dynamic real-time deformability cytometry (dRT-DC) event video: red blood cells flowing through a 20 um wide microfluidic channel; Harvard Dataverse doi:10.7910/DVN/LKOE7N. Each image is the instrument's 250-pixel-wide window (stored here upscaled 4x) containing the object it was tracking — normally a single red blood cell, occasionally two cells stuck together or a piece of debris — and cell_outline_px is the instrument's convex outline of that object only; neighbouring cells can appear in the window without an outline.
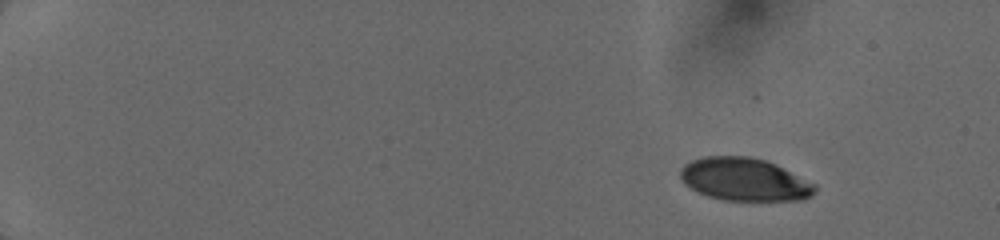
{"species": "human", "species_latin": "Homo sapiens", "temperature_condition": "cold", "stored_images_in_passage": 90, "camera_frame_rate_fps": 3000, "um_per_image_px": 0.085, "donor": {"sex": "female"}, "frame": {"image": 1, "passage_image": 1, "time_ms": 0.0, "image_size_px": [1000, 240], "cell_outline_px": [[816, 192], [812, 196], [804, 200], [724, 200], [708, 196], [684, 184], [680, 176], [680, 168], [684, 164], [692, 160], [704, 156], [748, 156], [764, 160], [776, 164], [816, 184]], "centroid_in_image_um": [63.3, 15.25], "position_along_channel_um": 21.7, "area_um2": 33.64}}
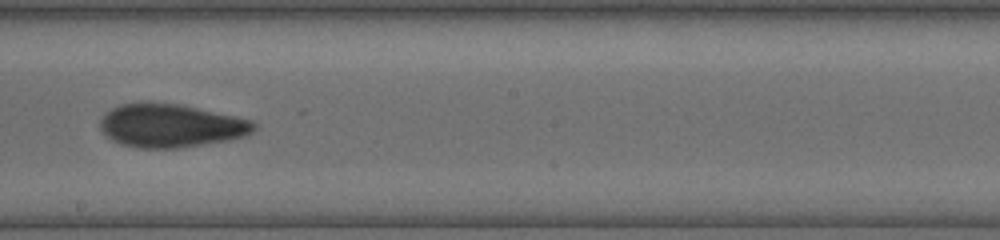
{"frame": {"image": 2, "passage_image": 42, "time_ms": 8.667, "image_size_px": [1000, 240], "cell_outline_px": [[256, 128], [248, 136], [228, 140], [180, 148], [136, 148], [120, 144], [104, 136], [100, 128], [100, 120], [104, 112], [120, 104], [180, 104], [252, 120], [256, 124]], "centroid_in_image_um": [14.51, 10.71], "position_along_channel_um": 233.7, "area_um2": 38.73}}
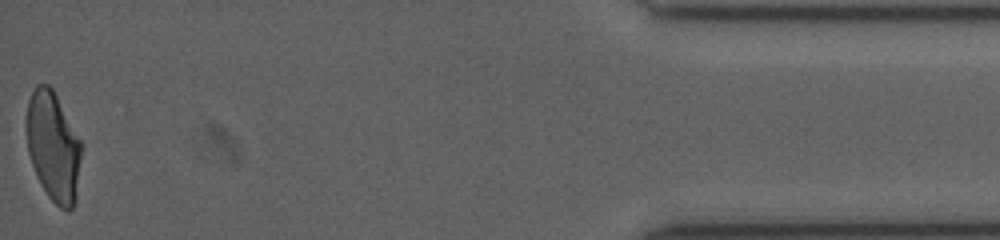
{"frame": {"image": 3, "passage_image": 90, "time_ms": 15.0, "image_size_px": [1000, 240], "cell_outline_px": [[84, 144], [76, 196], [72, 208], [68, 212], [60, 208], [48, 196], [40, 184], [36, 176], [28, 152], [24, 128], [24, 120], [28, 100], [36, 84], [48, 84], [52, 88]], "centroid_in_image_um": [4.52, 12.44], "position_along_channel_um": 430.7, "area_um2": 36.01}}